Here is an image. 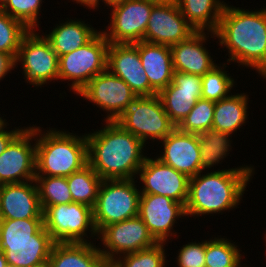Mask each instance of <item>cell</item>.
I'll return each instance as SVG.
<instances>
[{"instance_id":"1","label":"cell","mask_w":266,"mask_h":267,"mask_svg":"<svg viewBox=\"0 0 266 267\" xmlns=\"http://www.w3.org/2000/svg\"><path fill=\"white\" fill-rule=\"evenodd\" d=\"M104 125L85 133L88 164L102 180L136 179L147 158L146 144L115 121H105Z\"/></svg>"},{"instance_id":"2","label":"cell","mask_w":266,"mask_h":267,"mask_svg":"<svg viewBox=\"0 0 266 267\" xmlns=\"http://www.w3.org/2000/svg\"><path fill=\"white\" fill-rule=\"evenodd\" d=\"M214 33L227 48V64L236 62L258 74L266 67V8L249 11L226 3Z\"/></svg>"},{"instance_id":"3","label":"cell","mask_w":266,"mask_h":267,"mask_svg":"<svg viewBox=\"0 0 266 267\" xmlns=\"http://www.w3.org/2000/svg\"><path fill=\"white\" fill-rule=\"evenodd\" d=\"M253 167L250 164L210 172L207 170V173L202 171L191 177L185 205L186 216L223 214L224 211L237 208L255 173Z\"/></svg>"},{"instance_id":"4","label":"cell","mask_w":266,"mask_h":267,"mask_svg":"<svg viewBox=\"0 0 266 267\" xmlns=\"http://www.w3.org/2000/svg\"><path fill=\"white\" fill-rule=\"evenodd\" d=\"M43 133V134H42ZM36 176H70L88 164L86 135L35 126Z\"/></svg>"},{"instance_id":"5","label":"cell","mask_w":266,"mask_h":267,"mask_svg":"<svg viewBox=\"0 0 266 267\" xmlns=\"http://www.w3.org/2000/svg\"><path fill=\"white\" fill-rule=\"evenodd\" d=\"M135 179L102 180L93 220L98 234L108 225L138 216L140 190Z\"/></svg>"},{"instance_id":"6","label":"cell","mask_w":266,"mask_h":267,"mask_svg":"<svg viewBox=\"0 0 266 267\" xmlns=\"http://www.w3.org/2000/svg\"><path fill=\"white\" fill-rule=\"evenodd\" d=\"M115 122L144 144L148 139L161 141L176 128L165 112L158 94L136 96Z\"/></svg>"},{"instance_id":"7","label":"cell","mask_w":266,"mask_h":267,"mask_svg":"<svg viewBox=\"0 0 266 267\" xmlns=\"http://www.w3.org/2000/svg\"><path fill=\"white\" fill-rule=\"evenodd\" d=\"M108 46L100 30L85 45L59 56L58 80L72 81L69 88L77 95L91 79L107 69Z\"/></svg>"},{"instance_id":"8","label":"cell","mask_w":266,"mask_h":267,"mask_svg":"<svg viewBox=\"0 0 266 267\" xmlns=\"http://www.w3.org/2000/svg\"><path fill=\"white\" fill-rule=\"evenodd\" d=\"M43 223L46 231L55 242L91 243L95 236L98 239V232L94 225L93 208L71 202L48 206L43 211Z\"/></svg>"},{"instance_id":"9","label":"cell","mask_w":266,"mask_h":267,"mask_svg":"<svg viewBox=\"0 0 266 267\" xmlns=\"http://www.w3.org/2000/svg\"><path fill=\"white\" fill-rule=\"evenodd\" d=\"M37 30H30L22 39L15 63H21L24 79L40 88L48 82H55L59 76V57L49 41Z\"/></svg>"},{"instance_id":"10","label":"cell","mask_w":266,"mask_h":267,"mask_svg":"<svg viewBox=\"0 0 266 267\" xmlns=\"http://www.w3.org/2000/svg\"><path fill=\"white\" fill-rule=\"evenodd\" d=\"M151 0H124L109 6L110 24L103 35L109 43L127 44L143 41L152 8Z\"/></svg>"},{"instance_id":"11","label":"cell","mask_w":266,"mask_h":267,"mask_svg":"<svg viewBox=\"0 0 266 267\" xmlns=\"http://www.w3.org/2000/svg\"><path fill=\"white\" fill-rule=\"evenodd\" d=\"M98 239L102 241L103 249L100 248V252L108 265L122 255L158 243L139 216L106 226L98 234Z\"/></svg>"},{"instance_id":"12","label":"cell","mask_w":266,"mask_h":267,"mask_svg":"<svg viewBox=\"0 0 266 267\" xmlns=\"http://www.w3.org/2000/svg\"><path fill=\"white\" fill-rule=\"evenodd\" d=\"M35 177L36 138L33 124L25 127L0 155V185L28 182L35 180Z\"/></svg>"},{"instance_id":"13","label":"cell","mask_w":266,"mask_h":267,"mask_svg":"<svg viewBox=\"0 0 266 267\" xmlns=\"http://www.w3.org/2000/svg\"><path fill=\"white\" fill-rule=\"evenodd\" d=\"M77 95L106 111L104 121H115L137 95L108 69L97 74Z\"/></svg>"},{"instance_id":"14","label":"cell","mask_w":266,"mask_h":267,"mask_svg":"<svg viewBox=\"0 0 266 267\" xmlns=\"http://www.w3.org/2000/svg\"><path fill=\"white\" fill-rule=\"evenodd\" d=\"M137 178L143 184L141 194L166 196L186 205L190 178L162 163L158 158L148 156L138 170Z\"/></svg>"},{"instance_id":"15","label":"cell","mask_w":266,"mask_h":267,"mask_svg":"<svg viewBox=\"0 0 266 267\" xmlns=\"http://www.w3.org/2000/svg\"><path fill=\"white\" fill-rule=\"evenodd\" d=\"M138 216L157 242L168 243L177 233L173 229L174 224L177 219L186 217V211L182 203L169 197L140 194Z\"/></svg>"},{"instance_id":"16","label":"cell","mask_w":266,"mask_h":267,"mask_svg":"<svg viewBox=\"0 0 266 267\" xmlns=\"http://www.w3.org/2000/svg\"><path fill=\"white\" fill-rule=\"evenodd\" d=\"M196 31L183 17L176 1L157 3L151 11L144 42L172 46Z\"/></svg>"},{"instance_id":"17","label":"cell","mask_w":266,"mask_h":267,"mask_svg":"<svg viewBox=\"0 0 266 267\" xmlns=\"http://www.w3.org/2000/svg\"><path fill=\"white\" fill-rule=\"evenodd\" d=\"M107 69L124 80L137 96L158 94L151 86L139 55V42L127 44L109 43Z\"/></svg>"},{"instance_id":"18","label":"cell","mask_w":266,"mask_h":267,"mask_svg":"<svg viewBox=\"0 0 266 267\" xmlns=\"http://www.w3.org/2000/svg\"><path fill=\"white\" fill-rule=\"evenodd\" d=\"M158 96L170 121L177 127L202 98V76L174 71L172 82Z\"/></svg>"},{"instance_id":"19","label":"cell","mask_w":266,"mask_h":267,"mask_svg":"<svg viewBox=\"0 0 266 267\" xmlns=\"http://www.w3.org/2000/svg\"><path fill=\"white\" fill-rule=\"evenodd\" d=\"M161 147L164 152L157 156L162 163L185 174L189 178L202 172L198 134L180 131L177 127L164 139Z\"/></svg>"},{"instance_id":"20","label":"cell","mask_w":266,"mask_h":267,"mask_svg":"<svg viewBox=\"0 0 266 267\" xmlns=\"http://www.w3.org/2000/svg\"><path fill=\"white\" fill-rule=\"evenodd\" d=\"M0 219H43L35 180L1 185Z\"/></svg>"},{"instance_id":"21","label":"cell","mask_w":266,"mask_h":267,"mask_svg":"<svg viewBox=\"0 0 266 267\" xmlns=\"http://www.w3.org/2000/svg\"><path fill=\"white\" fill-rule=\"evenodd\" d=\"M209 35L216 37L214 32L196 31L187 40L170 46L174 71L203 76L217 65L203 44Z\"/></svg>"},{"instance_id":"22","label":"cell","mask_w":266,"mask_h":267,"mask_svg":"<svg viewBox=\"0 0 266 267\" xmlns=\"http://www.w3.org/2000/svg\"><path fill=\"white\" fill-rule=\"evenodd\" d=\"M55 241L44 225L34 234V240L0 241L7 264L15 267H33L47 262Z\"/></svg>"},{"instance_id":"23","label":"cell","mask_w":266,"mask_h":267,"mask_svg":"<svg viewBox=\"0 0 266 267\" xmlns=\"http://www.w3.org/2000/svg\"><path fill=\"white\" fill-rule=\"evenodd\" d=\"M139 55L150 86L159 93L172 82L174 68L170 46L140 41Z\"/></svg>"},{"instance_id":"24","label":"cell","mask_w":266,"mask_h":267,"mask_svg":"<svg viewBox=\"0 0 266 267\" xmlns=\"http://www.w3.org/2000/svg\"><path fill=\"white\" fill-rule=\"evenodd\" d=\"M96 243L55 242L50 267H109Z\"/></svg>"},{"instance_id":"25","label":"cell","mask_w":266,"mask_h":267,"mask_svg":"<svg viewBox=\"0 0 266 267\" xmlns=\"http://www.w3.org/2000/svg\"><path fill=\"white\" fill-rule=\"evenodd\" d=\"M57 26V27H56ZM49 34H43L57 56H62L88 43L99 31L80 19L59 22Z\"/></svg>"},{"instance_id":"26","label":"cell","mask_w":266,"mask_h":267,"mask_svg":"<svg viewBox=\"0 0 266 267\" xmlns=\"http://www.w3.org/2000/svg\"><path fill=\"white\" fill-rule=\"evenodd\" d=\"M246 93H235L215 102L212 129L234 134L248 119V97Z\"/></svg>"},{"instance_id":"27","label":"cell","mask_w":266,"mask_h":267,"mask_svg":"<svg viewBox=\"0 0 266 267\" xmlns=\"http://www.w3.org/2000/svg\"><path fill=\"white\" fill-rule=\"evenodd\" d=\"M183 17L195 31L215 32L226 2L221 0H176Z\"/></svg>"},{"instance_id":"28","label":"cell","mask_w":266,"mask_h":267,"mask_svg":"<svg viewBox=\"0 0 266 267\" xmlns=\"http://www.w3.org/2000/svg\"><path fill=\"white\" fill-rule=\"evenodd\" d=\"M230 137L232 138V135L215 129H209L198 134L201 153L200 162L203 171L218 165L223 162L222 160L225 157L229 156V151L232 149Z\"/></svg>"},{"instance_id":"29","label":"cell","mask_w":266,"mask_h":267,"mask_svg":"<svg viewBox=\"0 0 266 267\" xmlns=\"http://www.w3.org/2000/svg\"><path fill=\"white\" fill-rule=\"evenodd\" d=\"M66 178L72 202L94 208L102 179L94 172L91 166L87 164Z\"/></svg>"},{"instance_id":"30","label":"cell","mask_w":266,"mask_h":267,"mask_svg":"<svg viewBox=\"0 0 266 267\" xmlns=\"http://www.w3.org/2000/svg\"><path fill=\"white\" fill-rule=\"evenodd\" d=\"M240 251L235 242L221 235L220 238L205 240V267H242L241 259L244 255Z\"/></svg>"},{"instance_id":"31","label":"cell","mask_w":266,"mask_h":267,"mask_svg":"<svg viewBox=\"0 0 266 267\" xmlns=\"http://www.w3.org/2000/svg\"><path fill=\"white\" fill-rule=\"evenodd\" d=\"M35 182L38 188L39 201L42 211H44L48 206L68 204L72 202V196L66 177L36 176Z\"/></svg>"},{"instance_id":"32","label":"cell","mask_w":266,"mask_h":267,"mask_svg":"<svg viewBox=\"0 0 266 267\" xmlns=\"http://www.w3.org/2000/svg\"><path fill=\"white\" fill-rule=\"evenodd\" d=\"M166 244L158 242L152 247L122 255L112 261L109 267H166Z\"/></svg>"},{"instance_id":"33","label":"cell","mask_w":266,"mask_h":267,"mask_svg":"<svg viewBox=\"0 0 266 267\" xmlns=\"http://www.w3.org/2000/svg\"><path fill=\"white\" fill-rule=\"evenodd\" d=\"M227 64L216 65L211 71L202 76V98L213 102L228 97L236 82L228 71H225ZM235 84V85H234Z\"/></svg>"},{"instance_id":"34","label":"cell","mask_w":266,"mask_h":267,"mask_svg":"<svg viewBox=\"0 0 266 267\" xmlns=\"http://www.w3.org/2000/svg\"><path fill=\"white\" fill-rule=\"evenodd\" d=\"M30 30L0 9V52L17 57L22 39Z\"/></svg>"},{"instance_id":"35","label":"cell","mask_w":266,"mask_h":267,"mask_svg":"<svg viewBox=\"0 0 266 267\" xmlns=\"http://www.w3.org/2000/svg\"><path fill=\"white\" fill-rule=\"evenodd\" d=\"M215 102L207 99H199L190 113L177 126L186 133L200 134L212 129Z\"/></svg>"},{"instance_id":"36","label":"cell","mask_w":266,"mask_h":267,"mask_svg":"<svg viewBox=\"0 0 266 267\" xmlns=\"http://www.w3.org/2000/svg\"><path fill=\"white\" fill-rule=\"evenodd\" d=\"M43 219H0V241L34 240Z\"/></svg>"},{"instance_id":"37","label":"cell","mask_w":266,"mask_h":267,"mask_svg":"<svg viewBox=\"0 0 266 267\" xmlns=\"http://www.w3.org/2000/svg\"><path fill=\"white\" fill-rule=\"evenodd\" d=\"M43 0H9L1 10L12 18L22 22L29 30L39 27V12Z\"/></svg>"},{"instance_id":"38","label":"cell","mask_w":266,"mask_h":267,"mask_svg":"<svg viewBox=\"0 0 266 267\" xmlns=\"http://www.w3.org/2000/svg\"><path fill=\"white\" fill-rule=\"evenodd\" d=\"M182 246L177 252V267H205V241H192Z\"/></svg>"},{"instance_id":"39","label":"cell","mask_w":266,"mask_h":267,"mask_svg":"<svg viewBox=\"0 0 266 267\" xmlns=\"http://www.w3.org/2000/svg\"><path fill=\"white\" fill-rule=\"evenodd\" d=\"M9 123L6 122L1 128H0V155L6 150L9 143L25 128H19L15 127L13 130H8L7 127ZM5 128L7 130H5Z\"/></svg>"},{"instance_id":"40","label":"cell","mask_w":266,"mask_h":267,"mask_svg":"<svg viewBox=\"0 0 266 267\" xmlns=\"http://www.w3.org/2000/svg\"><path fill=\"white\" fill-rule=\"evenodd\" d=\"M15 68H17L15 58L11 54L0 52V80Z\"/></svg>"},{"instance_id":"41","label":"cell","mask_w":266,"mask_h":267,"mask_svg":"<svg viewBox=\"0 0 266 267\" xmlns=\"http://www.w3.org/2000/svg\"><path fill=\"white\" fill-rule=\"evenodd\" d=\"M73 2H75L76 4H80L83 5L85 7H87L88 9H96L99 7V3L101 0H72ZM102 3L104 2L105 4V0L101 1Z\"/></svg>"},{"instance_id":"42","label":"cell","mask_w":266,"mask_h":267,"mask_svg":"<svg viewBox=\"0 0 266 267\" xmlns=\"http://www.w3.org/2000/svg\"><path fill=\"white\" fill-rule=\"evenodd\" d=\"M7 260L5 257V254L3 253V251L0 249V267H7Z\"/></svg>"},{"instance_id":"43","label":"cell","mask_w":266,"mask_h":267,"mask_svg":"<svg viewBox=\"0 0 266 267\" xmlns=\"http://www.w3.org/2000/svg\"><path fill=\"white\" fill-rule=\"evenodd\" d=\"M121 1H124V0H105V6L109 7L110 5L121 2Z\"/></svg>"},{"instance_id":"44","label":"cell","mask_w":266,"mask_h":267,"mask_svg":"<svg viewBox=\"0 0 266 267\" xmlns=\"http://www.w3.org/2000/svg\"><path fill=\"white\" fill-rule=\"evenodd\" d=\"M151 1H154L156 3H171V2H174L176 0H151Z\"/></svg>"},{"instance_id":"45","label":"cell","mask_w":266,"mask_h":267,"mask_svg":"<svg viewBox=\"0 0 266 267\" xmlns=\"http://www.w3.org/2000/svg\"><path fill=\"white\" fill-rule=\"evenodd\" d=\"M33 267H50V265H49V262L47 261V262H44L42 264H39V265H36V266H33Z\"/></svg>"},{"instance_id":"46","label":"cell","mask_w":266,"mask_h":267,"mask_svg":"<svg viewBox=\"0 0 266 267\" xmlns=\"http://www.w3.org/2000/svg\"><path fill=\"white\" fill-rule=\"evenodd\" d=\"M259 75L266 80V67L259 73Z\"/></svg>"},{"instance_id":"47","label":"cell","mask_w":266,"mask_h":267,"mask_svg":"<svg viewBox=\"0 0 266 267\" xmlns=\"http://www.w3.org/2000/svg\"><path fill=\"white\" fill-rule=\"evenodd\" d=\"M9 0H0V9L8 2Z\"/></svg>"},{"instance_id":"48","label":"cell","mask_w":266,"mask_h":267,"mask_svg":"<svg viewBox=\"0 0 266 267\" xmlns=\"http://www.w3.org/2000/svg\"><path fill=\"white\" fill-rule=\"evenodd\" d=\"M3 117H0V128L6 123V119H2Z\"/></svg>"}]
</instances>
